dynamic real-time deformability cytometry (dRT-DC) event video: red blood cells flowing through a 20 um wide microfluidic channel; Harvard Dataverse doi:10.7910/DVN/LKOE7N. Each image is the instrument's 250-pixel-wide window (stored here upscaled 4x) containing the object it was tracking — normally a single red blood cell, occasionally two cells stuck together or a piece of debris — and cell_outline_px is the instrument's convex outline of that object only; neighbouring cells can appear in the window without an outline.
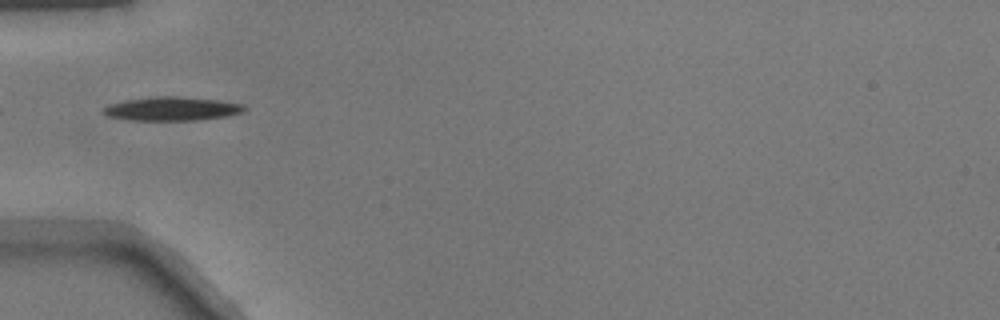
{"species": "common noctule bat (a hibernating species)", "species_latin": "Nyctalus noctula", "temperature_condition": "warm", "stored_images_in_passage": 34, "camera_frame_rate_fps": 3000, "um_per_image_px": 0.085, "animal": {"sex": "male", "body_mass_g": 17.9}, "frame": {"image": 1, "passage_image": 1, "time_ms": 0.0, "image_size_px": [1000, 320], "cell_outline_px": [[244, 112], [228, 116], [196, 120], [128, 120], [108, 116], [104, 112], [104, 108], [112, 104], [124, 100], [156, 96], [176, 96], [220, 100], [244, 104]], "centroid_in_image_um": [14.66, 9.24], "position_along_channel_um": 70.3, "area_um2": 19.42}}
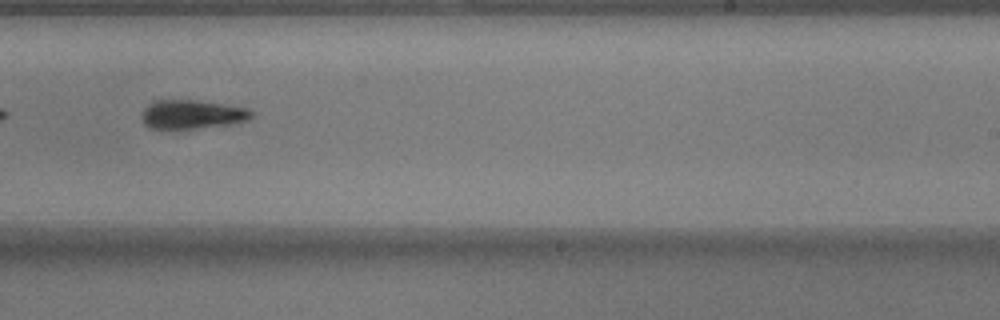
{"frame": {"image": 2, "passage_image": 16, "time_ms": 5.0, "image_size_px": [1000, 320], "cell_outline_px": [[252, 116], [248, 120], [232, 124], [196, 128], [148, 128], [144, 124], [140, 116], [144, 108], [148, 104], [156, 100], [196, 100], [248, 108], [252, 112]], "centroid_in_image_um": [16.3, 9.72], "position_along_channel_um": 272.7, "area_um2": 18.44}}
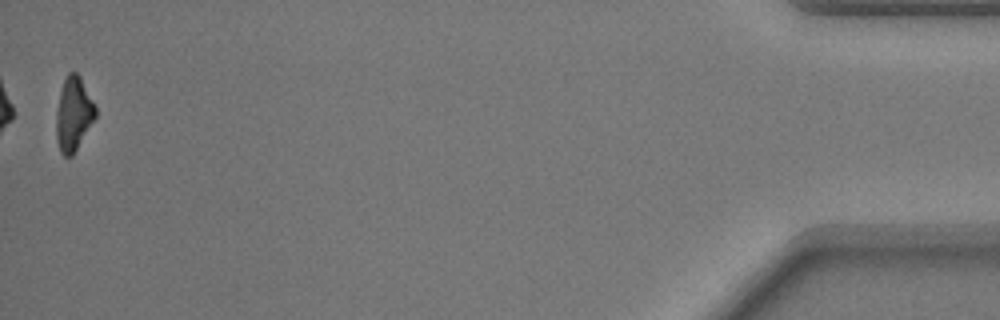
{"frame": {"image": 3, "passage_image": 34, "time_ms": 11.0, "image_size_px": [1000, 320], "cell_outline_px": [[96, 116], [72, 156], [64, 156], [60, 152], [56, 140], [56, 112], [60, 92], [64, 80], [68, 72], [76, 72], [80, 76], [96, 108]], "centroid_in_image_um": [6.23, 9.69], "position_along_channel_um": 429.0, "area_um2": 16.7}}